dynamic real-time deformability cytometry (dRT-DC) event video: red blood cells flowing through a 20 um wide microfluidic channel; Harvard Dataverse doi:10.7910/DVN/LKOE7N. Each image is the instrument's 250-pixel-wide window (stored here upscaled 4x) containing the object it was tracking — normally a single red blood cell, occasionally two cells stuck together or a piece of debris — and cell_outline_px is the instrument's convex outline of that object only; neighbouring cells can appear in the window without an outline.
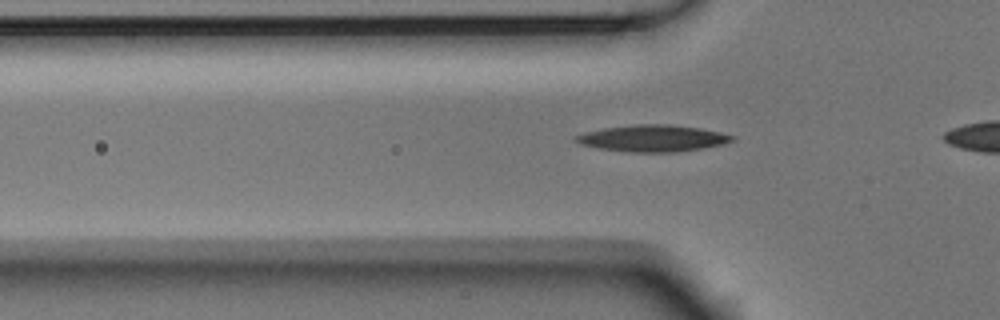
{"species": "Egyptian fruit bat (a non-hibernating species)", "species_latin": "Rousettus aegyptiacus", "temperature_condition": "room temperature", "stored_images_in_passage": 28, "camera_frame_rate_fps": 3000, "um_per_image_px": 0.085, "animal": {"sex": "male"}, "frame": {"image": 1, "passage_image": 2, "time_ms": 0.333, "image_size_px": [1000, 320], "cell_outline_px": [[736, 140], [724, 144], [704, 148], [676, 152], [628, 152], [600, 148], [580, 144], [572, 140], [576, 136], [584, 132], [604, 128], [636, 124], [672, 124], [700, 128], [720, 132], [736, 136]], "centroid_in_image_um": [55.52, 11.75], "position_along_channel_um": 70.3, "area_um2": 24.45}}
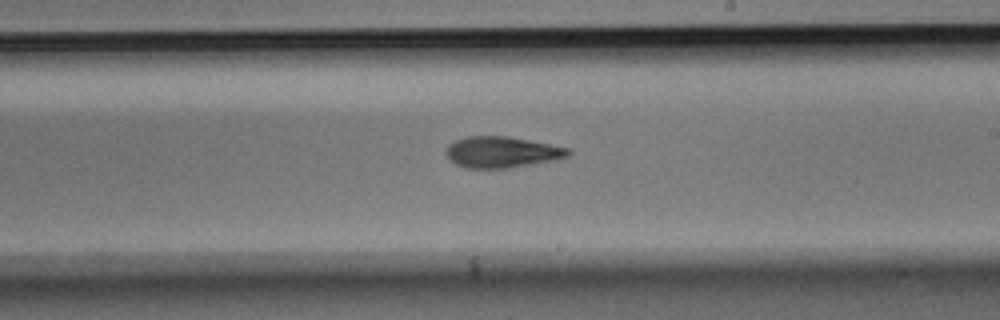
{"frame": {"image": 2, "passage_image": 16, "time_ms": 5.0, "image_size_px": [1000, 320], "cell_outline_px": [[572, 152], [568, 156], [552, 160], [508, 168], [468, 168], [456, 164], [444, 152], [448, 144], [456, 140], [468, 136], [508, 136], [572, 148]], "centroid_in_image_um": [42.67, 12.92], "position_along_channel_um": 246.3, "area_um2": 22.08}}
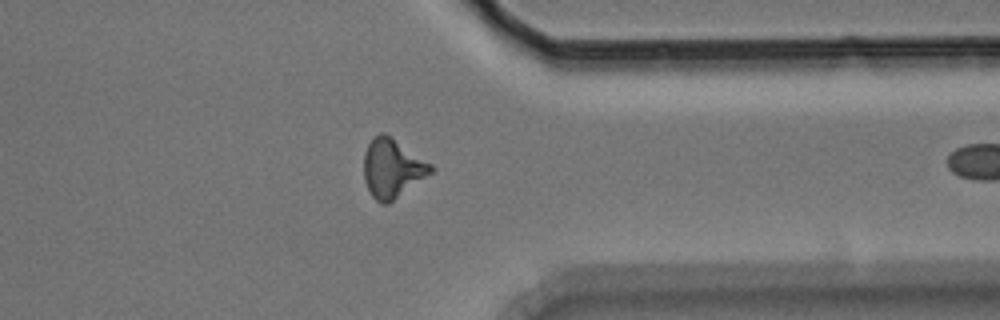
{"frame": {"image": 3, "passage_image": 27, "time_ms": 8.667, "image_size_px": [1000, 320], "cell_outline_px": [[436, 168], [432, 172], [388, 204], [380, 204], [372, 196], [364, 180], [364, 152], [372, 136], [380, 132], [384, 132], [432, 164]], "centroid_in_image_um": [33.32, 14.29], "position_along_channel_um": 378.1, "area_um2": 22.89}}